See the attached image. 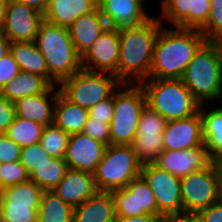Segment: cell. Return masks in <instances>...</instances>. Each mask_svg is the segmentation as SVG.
Here are the masks:
<instances>
[{
  "label": "cell",
  "mask_w": 222,
  "mask_h": 222,
  "mask_svg": "<svg viewBox=\"0 0 222 222\" xmlns=\"http://www.w3.org/2000/svg\"><path fill=\"white\" fill-rule=\"evenodd\" d=\"M206 41L198 29L161 26L153 50L148 78L181 79L189 62Z\"/></svg>",
  "instance_id": "obj_1"
},
{
  "label": "cell",
  "mask_w": 222,
  "mask_h": 222,
  "mask_svg": "<svg viewBox=\"0 0 222 222\" xmlns=\"http://www.w3.org/2000/svg\"><path fill=\"white\" fill-rule=\"evenodd\" d=\"M159 19L152 17L143 24L118 31L120 44L118 79L122 83L129 85L132 76L136 77L139 83L148 79L154 44L162 23ZM126 78L129 79V83Z\"/></svg>",
  "instance_id": "obj_2"
},
{
  "label": "cell",
  "mask_w": 222,
  "mask_h": 222,
  "mask_svg": "<svg viewBox=\"0 0 222 222\" xmlns=\"http://www.w3.org/2000/svg\"><path fill=\"white\" fill-rule=\"evenodd\" d=\"M34 42L46 60L52 85L61 83L82 69L81 56L73 46L67 27L43 20Z\"/></svg>",
  "instance_id": "obj_3"
},
{
  "label": "cell",
  "mask_w": 222,
  "mask_h": 222,
  "mask_svg": "<svg viewBox=\"0 0 222 222\" xmlns=\"http://www.w3.org/2000/svg\"><path fill=\"white\" fill-rule=\"evenodd\" d=\"M194 98H219L222 84V48L219 42L205 41L194 54L181 78Z\"/></svg>",
  "instance_id": "obj_4"
},
{
  "label": "cell",
  "mask_w": 222,
  "mask_h": 222,
  "mask_svg": "<svg viewBox=\"0 0 222 222\" xmlns=\"http://www.w3.org/2000/svg\"><path fill=\"white\" fill-rule=\"evenodd\" d=\"M147 82V83H146ZM140 85L146 95L147 106L167 121L193 116L201 104L194 98L181 79H153Z\"/></svg>",
  "instance_id": "obj_5"
},
{
  "label": "cell",
  "mask_w": 222,
  "mask_h": 222,
  "mask_svg": "<svg viewBox=\"0 0 222 222\" xmlns=\"http://www.w3.org/2000/svg\"><path fill=\"white\" fill-rule=\"evenodd\" d=\"M142 164L131 145H108L94 172L98 191L111 192L126 187L140 176Z\"/></svg>",
  "instance_id": "obj_6"
},
{
  "label": "cell",
  "mask_w": 222,
  "mask_h": 222,
  "mask_svg": "<svg viewBox=\"0 0 222 222\" xmlns=\"http://www.w3.org/2000/svg\"><path fill=\"white\" fill-rule=\"evenodd\" d=\"M180 180L183 215L195 216L222 197V162L212 161Z\"/></svg>",
  "instance_id": "obj_7"
},
{
  "label": "cell",
  "mask_w": 222,
  "mask_h": 222,
  "mask_svg": "<svg viewBox=\"0 0 222 222\" xmlns=\"http://www.w3.org/2000/svg\"><path fill=\"white\" fill-rule=\"evenodd\" d=\"M124 91L113 92L114 115L110 121V144L131 145L142 111L147 106L146 95L140 83L124 86Z\"/></svg>",
  "instance_id": "obj_8"
},
{
  "label": "cell",
  "mask_w": 222,
  "mask_h": 222,
  "mask_svg": "<svg viewBox=\"0 0 222 222\" xmlns=\"http://www.w3.org/2000/svg\"><path fill=\"white\" fill-rule=\"evenodd\" d=\"M60 84V92L69 101L89 110L102 100L108 99L114 92L113 88L121 86L122 82L108 72L81 69Z\"/></svg>",
  "instance_id": "obj_9"
},
{
  "label": "cell",
  "mask_w": 222,
  "mask_h": 222,
  "mask_svg": "<svg viewBox=\"0 0 222 222\" xmlns=\"http://www.w3.org/2000/svg\"><path fill=\"white\" fill-rule=\"evenodd\" d=\"M42 193L30 179L0 190L2 222H37Z\"/></svg>",
  "instance_id": "obj_10"
},
{
  "label": "cell",
  "mask_w": 222,
  "mask_h": 222,
  "mask_svg": "<svg viewBox=\"0 0 222 222\" xmlns=\"http://www.w3.org/2000/svg\"><path fill=\"white\" fill-rule=\"evenodd\" d=\"M151 188L163 216L183 215L181 180L154 163L142 165L140 174Z\"/></svg>",
  "instance_id": "obj_11"
},
{
  "label": "cell",
  "mask_w": 222,
  "mask_h": 222,
  "mask_svg": "<svg viewBox=\"0 0 222 222\" xmlns=\"http://www.w3.org/2000/svg\"><path fill=\"white\" fill-rule=\"evenodd\" d=\"M167 120L148 106L141 113L136 136L131 144L142 165L154 163L164 151L163 132Z\"/></svg>",
  "instance_id": "obj_12"
},
{
  "label": "cell",
  "mask_w": 222,
  "mask_h": 222,
  "mask_svg": "<svg viewBox=\"0 0 222 222\" xmlns=\"http://www.w3.org/2000/svg\"><path fill=\"white\" fill-rule=\"evenodd\" d=\"M111 194L114 199L116 217L162 215L157 209L151 188L141 175L133 179L126 187L111 191Z\"/></svg>",
  "instance_id": "obj_13"
},
{
  "label": "cell",
  "mask_w": 222,
  "mask_h": 222,
  "mask_svg": "<svg viewBox=\"0 0 222 222\" xmlns=\"http://www.w3.org/2000/svg\"><path fill=\"white\" fill-rule=\"evenodd\" d=\"M43 20V13L34 7L8 0L2 32L11 42H31Z\"/></svg>",
  "instance_id": "obj_14"
},
{
  "label": "cell",
  "mask_w": 222,
  "mask_h": 222,
  "mask_svg": "<svg viewBox=\"0 0 222 222\" xmlns=\"http://www.w3.org/2000/svg\"><path fill=\"white\" fill-rule=\"evenodd\" d=\"M119 48L118 30L108 27L81 56L82 69L91 72L99 69L118 78Z\"/></svg>",
  "instance_id": "obj_15"
},
{
  "label": "cell",
  "mask_w": 222,
  "mask_h": 222,
  "mask_svg": "<svg viewBox=\"0 0 222 222\" xmlns=\"http://www.w3.org/2000/svg\"><path fill=\"white\" fill-rule=\"evenodd\" d=\"M106 148L105 143L83 132L72 134L68 140L64 160L69 169L94 174Z\"/></svg>",
  "instance_id": "obj_16"
},
{
  "label": "cell",
  "mask_w": 222,
  "mask_h": 222,
  "mask_svg": "<svg viewBox=\"0 0 222 222\" xmlns=\"http://www.w3.org/2000/svg\"><path fill=\"white\" fill-rule=\"evenodd\" d=\"M204 144L200 112L186 118L167 121L163 132L164 150L194 149Z\"/></svg>",
  "instance_id": "obj_17"
},
{
  "label": "cell",
  "mask_w": 222,
  "mask_h": 222,
  "mask_svg": "<svg viewBox=\"0 0 222 222\" xmlns=\"http://www.w3.org/2000/svg\"><path fill=\"white\" fill-rule=\"evenodd\" d=\"M212 161L204 144L194 149L164 150L154 164L168 173L182 178L205 168Z\"/></svg>",
  "instance_id": "obj_18"
},
{
  "label": "cell",
  "mask_w": 222,
  "mask_h": 222,
  "mask_svg": "<svg viewBox=\"0 0 222 222\" xmlns=\"http://www.w3.org/2000/svg\"><path fill=\"white\" fill-rule=\"evenodd\" d=\"M98 9L107 22V26L115 30L135 27L150 20L137 0H97Z\"/></svg>",
  "instance_id": "obj_19"
},
{
  "label": "cell",
  "mask_w": 222,
  "mask_h": 222,
  "mask_svg": "<svg viewBox=\"0 0 222 222\" xmlns=\"http://www.w3.org/2000/svg\"><path fill=\"white\" fill-rule=\"evenodd\" d=\"M52 192L74 208L96 194L98 189L93 174L68 168Z\"/></svg>",
  "instance_id": "obj_20"
},
{
  "label": "cell",
  "mask_w": 222,
  "mask_h": 222,
  "mask_svg": "<svg viewBox=\"0 0 222 222\" xmlns=\"http://www.w3.org/2000/svg\"><path fill=\"white\" fill-rule=\"evenodd\" d=\"M54 88L53 86L48 92L25 96L17 100L14 103L16 116L44 126L52 125L54 122V107L60 91L58 89L55 92ZM51 93L53 96L49 99Z\"/></svg>",
  "instance_id": "obj_21"
},
{
  "label": "cell",
  "mask_w": 222,
  "mask_h": 222,
  "mask_svg": "<svg viewBox=\"0 0 222 222\" xmlns=\"http://www.w3.org/2000/svg\"><path fill=\"white\" fill-rule=\"evenodd\" d=\"M107 28V22L98 8L80 16L68 28L76 52L82 56Z\"/></svg>",
  "instance_id": "obj_22"
},
{
  "label": "cell",
  "mask_w": 222,
  "mask_h": 222,
  "mask_svg": "<svg viewBox=\"0 0 222 222\" xmlns=\"http://www.w3.org/2000/svg\"><path fill=\"white\" fill-rule=\"evenodd\" d=\"M97 8V0H49L43 16L50 23L69 28L80 16Z\"/></svg>",
  "instance_id": "obj_23"
},
{
  "label": "cell",
  "mask_w": 222,
  "mask_h": 222,
  "mask_svg": "<svg viewBox=\"0 0 222 222\" xmlns=\"http://www.w3.org/2000/svg\"><path fill=\"white\" fill-rule=\"evenodd\" d=\"M115 219L111 192L98 191L73 209L72 222H115Z\"/></svg>",
  "instance_id": "obj_24"
},
{
  "label": "cell",
  "mask_w": 222,
  "mask_h": 222,
  "mask_svg": "<svg viewBox=\"0 0 222 222\" xmlns=\"http://www.w3.org/2000/svg\"><path fill=\"white\" fill-rule=\"evenodd\" d=\"M53 86L45 77L20 71L0 90V93L8 101L15 103L25 96L48 92Z\"/></svg>",
  "instance_id": "obj_25"
},
{
  "label": "cell",
  "mask_w": 222,
  "mask_h": 222,
  "mask_svg": "<svg viewBox=\"0 0 222 222\" xmlns=\"http://www.w3.org/2000/svg\"><path fill=\"white\" fill-rule=\"evenodd\" d=\"M88 110L69 101L60 91L54 107L53 124L69 135L83 131L88 119Z\"/></svg>",
  "instance_id": "obj_26"
},
{
  "label": "cell",
  "mask_w": 222,
  "mask_h": 222,
  "mask_svg": "<svg viewBox=\"0 0 222 222\" xmlns=\"http://www.w3.org/2000/svg\"><path fill=\"white\" fill-rule=\"evenodd\" d=\"M202 119V136L213 161L222 162V106L209 112L199 109Z\"/></svg>",
  "instance_id": "obj_27"
},
{
  "label": "cell",
  "mask_w": 222,
  "mask_h": 222,
  "mask_svg": "<svg viewBox=\"0 0 222 222\" xmlns=\"http://www.w3.org/2000/svg\"><path fill=\"white\" fill-rule=\"evenodd\" d=\"M10 54L18 64L20 71L38 74L49 81L46 60L34 41L11 42Z\"/></svg>",
  "instance_id": "obj_28"
},
{
  "label": "cell",
  "mask_w": 222,
  "mask_h": 222,
  "mask_svg": "<svg viewBox=\"0 0 222 222\" xmlns=\"http://www.w3.org/2000/svg\"><path fill=\"white\" fill-rule=\"evenodd\" d=\"M73 209L52 191H43L37 211V222H72Z\"/></svg>",
  "instance_id": "obj_29"
},
{
  "label": "cell",
  "mask_w": 222,
  "mask_h": 222,
  "mask_svg": "<svg viewBox=\"0 0 222 222\" xmlns=\"http://www.w3.org/2000/svg\"><path fill=\"white\" fill-rule=\"evenodd\" d=\"M68 169L63 158L50 157L48 161L36 166L29 173V178L43 191H53Z\"/></svg>",
  "instance_id": "obj_30"
},
{
  "label": "cell",
  "mask_w": 222,
  "mask_h": 222,
  "mask_svg": "<svg viewBox=\"0 0 222 222\" xmlns=\"http://www.w3.org/2000/svg\"><path fill=\"white\" fill-rule=\"evenodd\" d=\"M44 125L15 116L5 135L21 148L40 142Z\"/></svg>",
  "instance_id": "obj_31"
},
{
  "label": "cell",
  "mask_w": 222,
  "mask_h": 222,
  "mask_svg": "<svg viewBox=\"0 0 222 222\" xmlns=\"http://www.w3.org/2000/svg\"><path fill=\"white\" fill-rule=\"evenodd\" d=\"M70 135L54 124L45 126L40 138V145L51 156L65 157Z\"/></svg>",
  "instance_id": "obj_32"
},
{
  "label": "cell",
  "mask_w": 222,
  "mask_h": 222,
  "mask_svg": "<svg viewBox=\"0 0 222 222\" xmlns=\"http://www.w3.org/2000/svg\"><path fill=\"white\" fill-rule=\"evenodd\" d=\"M191 0H163L162 13L175 27L190 29Z\"/></svg>",
  "instance_id": "obj_33"
},
{
  "label": "cell",
  "mask_w": 222,
  "mask_h": 222,
  "mask_svg": "<svg viewBox=\"0 0 222 222\" xmlns=\"http://www.w3.org/2000/svg\"><path fill=\"white\" fill-rule=\"evenodd\" d=\"M199 31L206 41L222 40V0H211L207 22Z\"/></svg>",
  "instance_id": "obj_34"
},
{
  "label": "cell",
  "mask_w": 222,
  "mask_h": 222,
  "mask_svg": "<svg viewBox=\"0 0 222 222\" xmlns=\"http://www.w3.org/2000/svg\"><path fill=\"white\" fill-rule=\"evenodd\" d=\"M0 190L28 181L29 173L20 161L1 163Z\"/></svg>",
  "instance_id": "obj_35"
},
{
  "label": "cell",
  "mask_w": 222,
  "mask_h": 222,
  "mask_svg": "<svg viewBox=\"0 0 222 222\" xmlns=\"http://www.w3.org/2000/svg\"><path fill=\"white\" fill-rule=\"evenodd\" d=\"M51 156L42 148L40 143H36L21 148L20 162L30 173L41 163L48 161Z\"/></svg>",
  "instance_id": "obj_36"
},
{
  "label": "cell",
  "mask_w": 222,
  "mask_h": 222,
  "mask_svg": "<svg viewBox=\"0 0 222 222\" xmlns=\"http://www.w3.org/2000/svg\"><path fill=\"white\" fill-rule=\"evenodd\" d=\"M211 0H191L190 29L200 30L207 22Z\"/></svg>",
  "instance_id": "obj_37"
},
{
  "label": "cell",
  "mask_w": 222,
  "mask_h": 222,
  "mask_svg": "<svg viewBox=\"0 0 222 222\" xmlns=\"http://www.w3.org/2000/svg\"><path fill=\"white\" fill-rule=\"evenodd\" d=\"M83 133L87 134L91 138L110 145V125L99 120L89 118L83 128Z\"/></svg>",
  "instance_id": "obj_38"
},
{
  "label": "cell",
  "mask_w": 222,
  "mask_h": 222,
  "mask_svg": "<svg viewBox=\"0 0 222 222\" xmlns=\"http://www.w3.org/2000/svg\"><path fill=\"white\" fill-rule=\"evenodd\" d=\"M88 117L109 123L114 115L113 94L105 100L97 103L88 110Z\"/></svg>",
  "instance_id": "obj_39"
},
{
  "label": "cell",
  "mask_w": 222,
  "mask_h": 222,
  "mask_svg": "<svg viewBox=\"0 0 222 222\" xmlns=\"http://www.w3.org/2000/svg\"><path fill=\"white\" fill-rule=\"evenodd\" d=\"M21 147L9 139L5 134H0V163H11L20 160Z\"/></svg>",
  "instance_id": "obj_40"
},
{
  "label": "cell",
  "mask_w": 222,
  "mask_h": 222,
  "mask_svg": "<svg viewBox=\"0 0 222 222\" xmlns=\"http://www.w3.org/2000/svg\"><path fill=\"white\" fill-rule=\"evenodd\" d=\"M19 72V66L10 53L2 57L0 59V90Z\"/></svg>",
  "instance_id": "obj_41"
},
{
  "label": "cell",
  "mask_w": 222,
  "mask_h": 222,
  "mask_svg": "<svg viewBox=\"0 0 222 222\" xmlns=\"http://www.w3.org/2000/svg\"><path fill=\"white\" fill-rule=\"evenodd\" d=\"M15 116V104L0 93V134H5Z\"/></svg>",
  "instance_id": "obj_42"
},
{
  "label": "cell",
  "mask_w": 222,
  "mask_h": 222,
  "mask_svg": "<svg viewBox=\"0 0 222 222\" xmlns=\"http://www.w3.org/2000/svg\"><path fill=\"white\" fill-rule=\"evenodd\" d=\"M197 222H222V197L195 215Z\"/></svg>",
  "instance_id": "obj_43"
},
{
  "label": "cell",
  "mask_w": 222,
  "mask_h": 222,
  "mask_svg": "<svg viewBox=\"0 0 222 222\" xmlns=\"http://www.w3.org/2000/svg\"><path fill=\"white\" fill-rule=\"evenodd\" d=\"M163 215L145 214L142 216L116 217L115 222H161Z\"/></svg>",
  "instance_id": "obj_44"
},
{
  "label": "cell",
  "mask_w": 222,
  "mask_h": 222,
  "mask_svg": "<svg viewBox=\"0 0 222 222\" xmlns=\"http://www.w3.org/2000/svg\"><path fill=\"white\" fill-rule=\"evenodd\" d=\"M14 1L24 3L26 5L34 7L35 9L40 11L41 13H44L47 8L49 0H14Z\"/></svg>",
  "instance_id": "obj_45"
},
{
  "label": "cell",
  "mask_w": 222,
  "mask_h": 222,
  "mask_svg": "<svg viewBox=\"0 0 222 222\" xmlns=\"http://www.w3.org/2000/svg\"><path fill=\"white\" fill-rule=\"evenodd\" d=\"M161 222H197L192 215L163 216Z\"/></svg>",
  "instance_id": "obj_46"
},
{
  "label": "cell",
  "mask_w": 222,
  "mask_h": 222,
  "mask_svg": "<svg viewBox=\"0 0 222 222\" xmlns=\"http://www.w3.org/2000/svg\"><path fill=\"white\" fill-rule=\"evenodd\" d=\"M11 41L0 31V59L10 53Z\"/></svg>",
  "instance_id": "obj_47"
},
{
  "label": "cell",
  "mask_w": 222,
  "mask_h": 222,
  "mask_svg": "<svg viewBox=\"0 0 222 222\" xmlns=\"http://www.w3.org/2000/svg\"><path fill=\"white\" fill-rule=\"evenodd\" d=\"M8 0H0V31H2Z\"/></svg>",
  "instance_id": "obj_48"
},
{
  "label": "cell",
  "mask_w": 222,
  "mask_h": 222,
  "mask_svg": "<svg viewBox=\"0 0 222 222\" xmlns=\"http://www.w3.org/2000/svg\"><path fill=\"white\" fill-rule=\"evenodd\" d=\"M222 97V84H221V90H220V95L219 98Z\"/></svg>",
  "instance_id": "obj_49"
},
{
  "label": "cell",
  "mask_w": 222,
  "mask_h": 222,
  "mask_svg": "<svg viewBox=\"0 0 222 222\" xmlns=\"http://www.w3.org/2000/svg\"><path fill=\"white\" fill-rule=\"evenodd\" d=\"M137 1H139V2H141V3H144V1H146V0H137Z\"/></svg>",
  "instance_id": "obj_50"
}]
</instances>
